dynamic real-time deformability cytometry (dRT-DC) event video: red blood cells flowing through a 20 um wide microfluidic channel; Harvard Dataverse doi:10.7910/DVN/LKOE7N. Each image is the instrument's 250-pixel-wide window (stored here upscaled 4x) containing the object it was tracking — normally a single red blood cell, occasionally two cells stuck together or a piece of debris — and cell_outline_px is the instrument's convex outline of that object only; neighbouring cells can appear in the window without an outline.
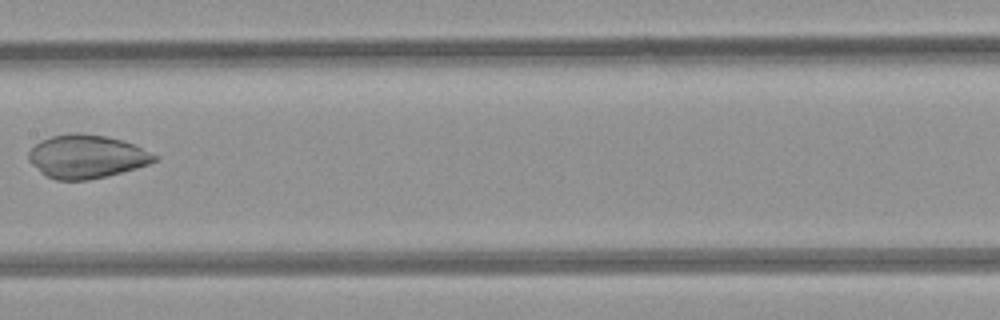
{"species": "common noctule bat (a hibernating species)", "species_latin": "Nyctalus noctula", "temperature_condition": "room temperature", "stored_images_in_passage": 7, "camera_frame_rate_fps": 3000, "um_per_image_px": 0.085, "animal": {"sex": "female", "body_mass_g": 21.9}, "frame": {"image": 1, "passage_image": 6, "time_ms": 5.667, "image_size_px": [1000, 320], "cell_outline_px": [[160, 156], [156, 160], [148, 164], [136, 168], [88, 180], [56, 180], [40, 172], [28, 160], [28, 152], [40, 140], [52, 136], [72, 132], [80, 132], [104, 136], [136, 144]], "centroid_in_image_um": [7.36, 13.29], "position_along_channel_um": 200.0, "area_um2": 31.79}}
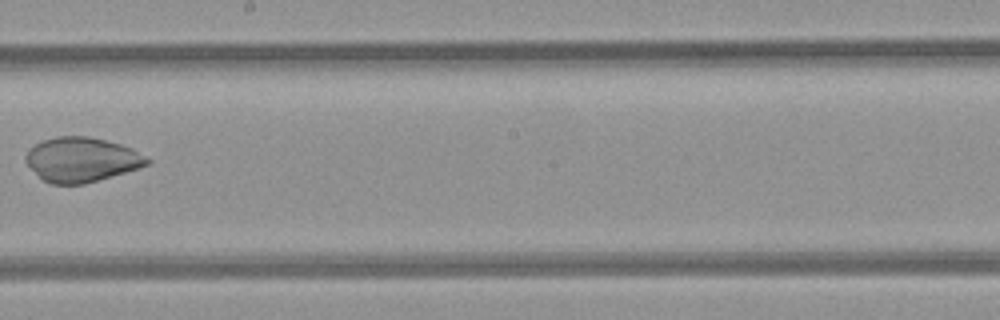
{"frame": {"image": 2, "passage_image": 7, "time_ms": 6.667, "image_size_px": [1000, 320], "cell_outline_px": [[152, 160], [148, 164], [140, 168], [84, 184], [52, 184], [44, 180], [24, 160], [24, 156], [28, 148], [44, 140], [56, 136], [88, 136], [120, 144], [132, 148]], "centroid_in_image_um": [6.94, 13.56], "position_along_channel_um": 241.3, "area_um2": 31.39}}